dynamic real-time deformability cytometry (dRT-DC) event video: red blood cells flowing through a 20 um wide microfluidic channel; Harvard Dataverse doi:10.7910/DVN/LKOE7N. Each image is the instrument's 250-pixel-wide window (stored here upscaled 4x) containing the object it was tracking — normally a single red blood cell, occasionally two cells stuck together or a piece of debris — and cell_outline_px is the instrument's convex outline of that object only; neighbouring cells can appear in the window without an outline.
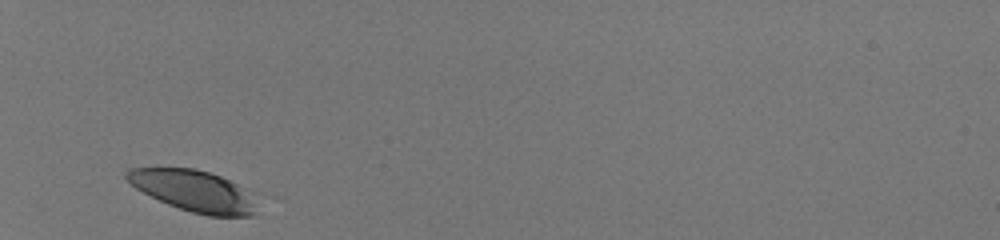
{"species": "human", "species_latin": "Homo sapiens", "temperature_condition": "room temperature", "stored_images_in_passage": 28, "camera_frame_rate_fps": 3000, "um_per_image_px": 0.085, "donor": {"sex": "male"}, "frame": {"image": 1, "passage_image": 1, "time_ms": 0.0, "image_size_px": [1000, 240], "cell_outline_px": [[260, 192], [256, 216], [208, 216], [192, 212], [168, 204], [136, 188], [124, 176], [124, 172], [128, 168], [156, 164], [196, 168], [220, 176]], "centroid_in_image_um": [16.56, 16.17], "position_along_channel_um": 68.4, "area_um2": 33.23}}
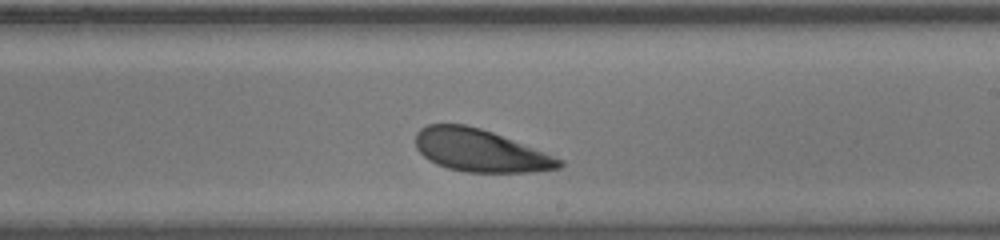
{"frame": {"image": 2, "passage_image": 16, "time_ms": 5.0, "image_size_px": [1000, 240], "cell_outline_px": [[564, 164], [560, 168], [532, 172], [464, 172], [448, 168], [436, 164], [428, 160], [416, 148], [416, 132], [420, 128], [428, 124], [464, 124], [480, 128], [492, 132], [544, 152], [564, 160]], "centroid_in_image_um": [40.79, 12.8], "position_along_channel_um": 248.2, "area_um2": 35.43}}
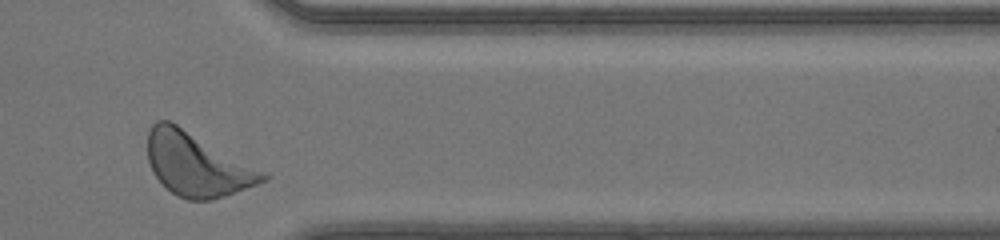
{"frame": {"image": 3, "passage_image": 27, "time_ms": 8.667, "image_size_px": [1000, 240], "cell_outline_px": [[268, 180], [224, 196], [212, 200], [188, 200], [176, 196], [152, 172], [148, 160], [148, 132], [152, 124], [156, 120], [168, 120], [176, 124], [268, 172]], "centroid_in_image_um": [16.76, 13.98], "position_along_channel_um": 394.6, "area_um2": 42.43}, "authors_computed_cell_mechanics": {"area_um2": 36.3562, "velocity_mm_per_s": 4.0391, "shape_relaxation_time_tau1_ms": 1.9781, "shape_relaxation_time_tau2_ms": 8.5686, "deformation_change_tau1": 0.105, "deformation_change_tau2": 0.2302}}